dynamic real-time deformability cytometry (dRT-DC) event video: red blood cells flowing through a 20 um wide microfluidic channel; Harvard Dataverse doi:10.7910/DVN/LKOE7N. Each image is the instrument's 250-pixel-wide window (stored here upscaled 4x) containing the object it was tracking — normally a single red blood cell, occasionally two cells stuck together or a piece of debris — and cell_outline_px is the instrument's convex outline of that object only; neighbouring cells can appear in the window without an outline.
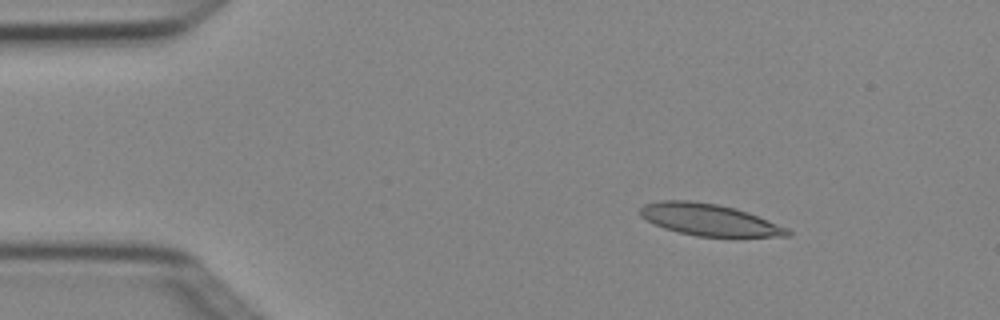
{"species": "Egyptian fruit bat (a non-hibernating species)", "species_latin": "Rousettus aegyptiacus", "temperature_condition": "cold", "stored_images_in_passage": 5, "camera_frame_rate_fps": 3000, "um_per_image_px": 0.085, "animal": {"sex": "female"}, "frame": {"image": 1, "passage_image": 2, "time_ms": 0.333, "image_size_px": [1000, 320], "cell_outline_px": [[792, 236], [696, 236], [664, 228], [640, 216], [640, 208], [644, 204], [660, 200], [692, 200], [716, 204], [736, 208], [748, 212], [788, 228], [792, 232]], "centroid_in_image_um": [60.28, 18.66], "position_along_channel_um": 24.7, "area_um2": 27.05}}
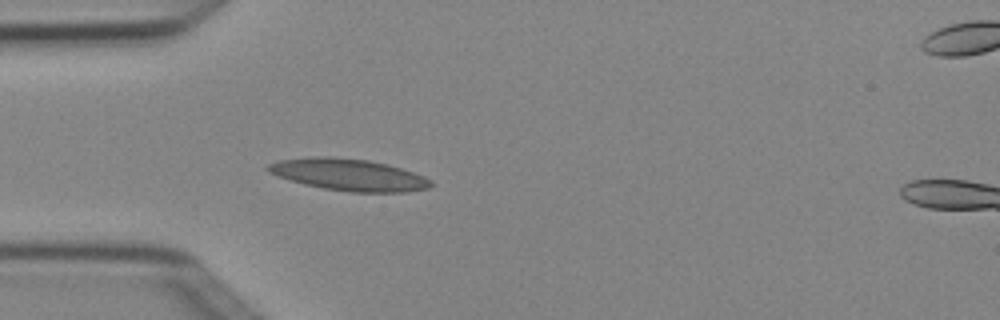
{"frame": {"image": 2, "passage_image": 4, "time_ms": 1.0, "image_size_px": [1000, 320], "cell_outline_px": [[436, 184], [428, 188], [408, 192], [352, 192], [324, 188], [304, 184], [268, 172], [264, 168], [268, 164], [280, 160], [312, 156], [328, 156], [368, 160], [388, 164], [424, 176], [432, 180]], "centroid_in_image_um": [29.68, 14.85], "position_along_channel_um": 55.3, "area_um2": 30.17}}